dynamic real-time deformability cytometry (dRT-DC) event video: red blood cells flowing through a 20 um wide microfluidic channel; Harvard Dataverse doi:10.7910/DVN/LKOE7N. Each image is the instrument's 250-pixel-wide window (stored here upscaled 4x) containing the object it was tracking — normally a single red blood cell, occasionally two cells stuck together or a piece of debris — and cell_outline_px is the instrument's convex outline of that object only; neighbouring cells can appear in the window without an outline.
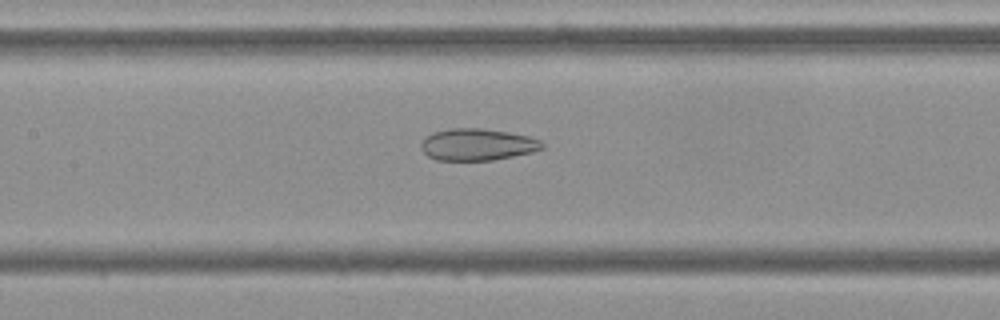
{"species": "Egyptian fruit bat (a non-hibernating species)", "species_latin": "Rousettus aegyptiacus", "temperature_condition": "cold", "stored_images_in_passage": 40, "camera_frame_rate_fps": 3000, "um_per_image_px": 0.085, "frame": {"image": 1, "passage_image": 11, "time_ms": 3.333, "image_size_px": [1000, 320], "cell_outline_px": [[544, 148], [532, 152], [492, 160], [436, 160], [428, 156], [420, 148], [420, 144], [432, 132], [448, 128], [484, 128], [508, 132], [528, 136], [540, 140], [544, 144]], "centroid_in_image_um": [40.57, 12.28], "position_along_channel_um": 166.8, "area_um2": 22.48}}
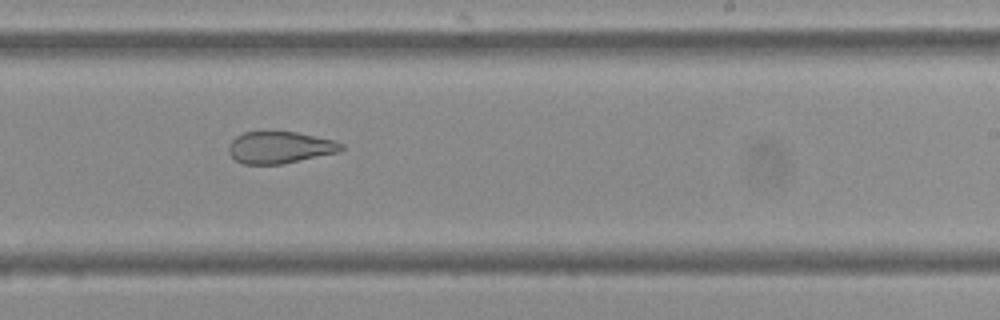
{"frame": {"image": 2, "passage_image": 19, "time_ms": 6.0, "image_size_px": [1000, 320], "cell_outline_px": [[344, 148], [340, 152], [280, 164], [244, 164], [236, 160], [228, 152], [228, 144], [236, 136], [244, 132], [264, 128], [296, 132], [336, 140], [344, 144]], "centroid_in_image_um": [23.77, 12.48], "position_along_channel_um": 265.2, "area_um2": 21.68}}
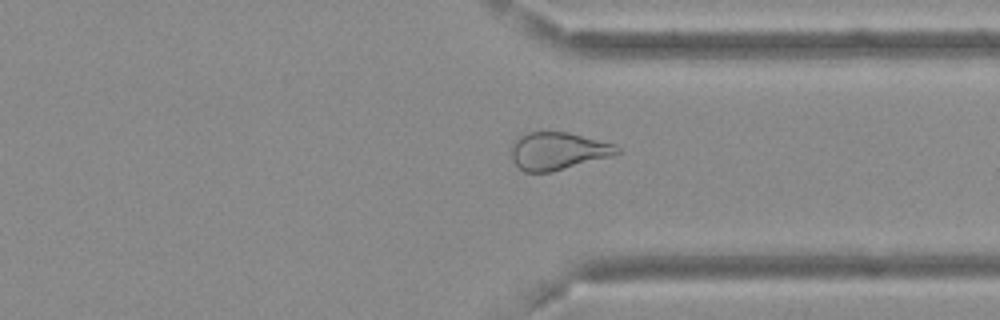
{"frame": {"image": 3, "passage_image": 27, "time_ms": 8.667, "image_size_px": [1000, 320], "cell_outline_px": [[620, 152], [616, 156], [552, 172], [524, 172], [512, 160], [512, 144], [516, 136], [528, 132], [568, 132], [616, 144], [620, 148]], "centroid_in_image_um": [47.47, 12.84], "position_along_channel_um": 363.9, "area_um2": 23.58}, "authors_computed_cell_mechanics": {"area_um2": 24.4205, "velocity_mm_per_s": 3.704, "shape_relaxation_time_tau1_ms": null, "shape_relaxation_time_tau2_ms": 2.5844, "deformation_change_tau1": null, "deformation_change_tau2": 0.0975}}